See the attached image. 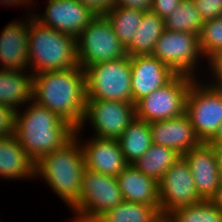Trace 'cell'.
I'll return each instance as SVG.
<instances>
[{
  "label": "cell",
  "instance_id": "cell-1",
  "mask_svg": "<svg viewBox=\"0 0 222 222\" xmlns=\"http://www.w3.org/2000/svg\"><path fill=\"white\" fill-rule=\"evenodd\" d=\"M33 100L77 130L83 122L87 101L84 69L77 66L34 74Z\"/></svg>",
  "mask_w": 222,
  "mask_h": 222
},
{
  "label": "cell",
  "instance_id": "cell-2",
  "mask_svg": "<svg viewBox=\"0 0 222 222\" xmlns=\"http://www.w3.org/2000/svg\"><path fill=\"white\" fill-rule=\"evenodd\" d=\"M75 132L72 125L34 100L16 111L14 135L35 163L46 153L63 147Z\"/></svg>",
  "mask_w": 222,
  "mask_h": 222
},
{
  "label": "cell",
  "instance_id": "cell-3",
  "mask_svg": "<svg viewBox=\"0 0 222 222\" xmlns=\"http://www.w3.org/2000/svg\"><path fill=\"white\" fill-rule=\"evenodd\" d=\"M85 168L81 142L74 136L63 147L46 153L35 163V179H44L70 208L79 199Z\"/></svg>",
  "mask_w": 222,
  "mask_h": 222
},
{
  "label": "cell",
  "instance_id": "cell-4",
  "mask_svg": "<svg viewBox=\"0 0 222 222\" xmlns=\"http://www.w3.org/2000/svg\"><path fill=\"white\" fill-rule=\"evenodd\" d=\"M28 61L33 75L77 67V39L29 16Z\"/></svg>",
  "mask_w": 222,
  "mask_h": 222
},
{
  "label": "cell",
  "instance_id": "cell-5",
  "mask_svg": "<svg viewBox=\"0 0 222 222\" xmlns=\"http://www.w3.org/2000/svg\"><path fill=\"white\" fill-rule=\"evenodd\" d=\"M185 113L197 138L209 143L222 124V86L203 78L194 79L188 90Z\"/></svg>",
  "mask_w": 222,
  "mask_h": 222
},
{
  "label": "cell",
  "instance_id": "cell-6",
  "mask_svg": "<svg viewBox=\"0 0 222 222\" xmlns=\"http://www.w3.org/2000/svg\"><path fill=\"white\" fill-rule=\"evenodd\" d=\"M86 99L133 103L130 56L84 68Z\"/></svg>",
  "mask_w": 222,
  "mask_h": 222
},
{
  "label": "cell",
  "instance_id": "cell-7",
  "mask_svg": "<svg viewBox=\"0 0 222 222\" xmlns=\"http://www.w3.org/2000/svg\"><path fill=\"white\" fill-rule=\"evenodd\" d=\"M152 55L169 66L176 74L189 75L195 79L201 78L196 73H202L200 69L203 67L199 66L200 62H207L200 50L199 35L192 32L165 29L156 41Z\"/></svg>",
  "mask_w": 222,
  "mask_h": 222
},
{
  "label": "cell",
  "instance_id": "cell-8",
  "mask_svg": "<svg viewBox=\"0 0 222 222\" xmlns=\"http://www.w3.org/2000/svg\"><path fill=\"white\" fill-rule=\"evenodd\" d=\"M76 39L79 66L82 69L127 56L125 46L105 15H96Z\"/></svg>",
  "mask_w": 222,
  "mask_h": 222
},
{
  "label": "cell",
  "instance_id": "cell-9",
  "mask_svg": "<svg viewBox=\"0 0 222 222\" xmlns=\"http://www.w3.org/2000/svg\"><path fill=\"white\" fill-rule=\"evenodd\" d=\"M123 200L115 176L84 169L79 199L69 208L73 216L98 219Z\"/></svg>",
  "mask_w": 222,
  "mask_h": 222
},
{
  "label": "cell",
  "instance_id": "cell-10",
  "mask_svg": "<svg viewBox=\"0 0 222 222\" xmlns=\"http://www.w3.org/2000/svg\"><path fill=\"white\" fill-rule=\"evenodd\" d=\"M194 77L177 74L169 83L154 90L135 104L136 118L148 123L181 116Z\"/></svg>",
  "mask_w": 222,
  "mask_h": 222
},
{
  "label": "cell",
  "instance_id": "cell-11",
  "mask_svg": "<svg viewBox=\"0 0 222 222\" xmlns=\"http://www.w3.org/2000/svg\"><path fill=\"white\" fill-rule=\"evenodd\" d=\"M136 118L135 104L102 99H87L85 115L76 132H84L90 123L95 137L118 139ZM86 124V125H85Z\"/></svg>",
  "mask_w": 222,
  "mask_h": 222
},
{
  "label": "cell",
  "instance_id": "cell-12",
  "mask_svg": "<svg viewBox=\"0 0 222 222\" xmlns=\"http://www.w3.org/2000/svg\"><path fill=\"white\" fill-rule=\"evenodd\" d=\"M158 185L159 211L162 216L181 206L202 201L196 191L190 165L183 156L164 173Z\"/></svg>",
  "mask_w": 222,
  "mask_h": 222
},
{
  "label": "cell",
  "instance_id": "cell-13",
  "mask_svg": "<svg viewBox=\"0 0 222 222\" xmlns=\"http://www.w3.org/2000/svg\"><path fill=\"white\" fill-rule=\"evenodd\" d=\"M44 13L33 12L41 24L77 37L95 18V14L78 0H46ZM35 13V14H34Z\"/></svg>",
  "mask_w": 222,
  "mask_h": 222
},
{
  "label": "cell",
  "instance_id": "cell-14",
  "mask_svg": "<svg viewBox=\"0 0 222 222\" xmlns=\"http://www.w3.org/2000/svg\"><path fill=\"white\" fill-rule=\"evenodd\" d=\"M133 103L169 83L177 74L152 54L130 57Z\"/></svg>",
  "mask_w": 222,
  "mask_h": 222
},
{
  "label": "cell",
  "instance_id": "cell-15",
  "mask_svg": "<svg viewBox=\"0 0 222 222\" xmlns=\"http://www.w3.org/2000/svg\"><path fill=\"white\" fill-rule=\"evenodd\" d=\"M81 134L82 132H75L81 142L87 169L116 177L126 168L128 163L117 139L92 136L84 141Z\"/></svg>",
  "mask_w": 222,
  "mask_h": 222
},
{
  "label": "cell",
  "instance_id": "cell-16",
  "mask_svg": "<svg viewBox=\"0 0 222 222\" xmlns=\"http://www.w3.org/2000/svg\"><path fill=\"white\" fill-rule=\"evenodd\" d=\"M190 165L196 191L202 200H211L216 194L222 173L210 143L201 142L183 155Z\"/></svg>",
  "mask_w": 222,
  "mask_h": 222
},
{
  "label": "cell",
  "instance_id": "cell-17",
  "mask_svg": "<svg viewBox=\"0 0 222 222\" xmlns=\"http://www.w3.org/2000/svg\"><path fill=\"white\" fill-rule=\"evenodd\" d=\"M30 13V14H28ZM26 20L15 19L8 23L0 32V69L23 71L29 70L28 38L29 16Z\"/></svg>",
  "mask_w": 222,
  "mask_h": 222
},
{
  "label": "cell",
  "instance_id": "cell-18",
  "mask_svg": "<svg viewBox=\"0 0 222 222\" xmlns=\"http://www.w3.org/2000/svg\"><path fill=\"white\" fill-rule=\"evenodd\" d=\"M150 131L152 144L172 148L182 156L201 143L186 113L175 118L152 122Z\"/></svg>",
  "mask_w": 222,
  "mask_h": 222
},
{
  "label": "cell",
  "instance_id": "cell-19",
  "mask_svg": "<svg viewBox=\"0 0 222 222\" xmlns=\"http://www.w3.org/2000/svg\"><path fill=\"white\" fill-rule=\"evenodd\" d=\"M0 179H35V162L24 151L14 134L0 137Z\"/></svg>",
  "mask_w": 222,
  "mask_h": 222
},
{
  "label": "cell",
  "instance_id": "cell-20",
  "mask_svg": "<svg viewBox=\"0 0 222 222\" xmlns=\"http://www.w3.org/2000/svg\"><path fill=\"white\" fill-rule=\"evenodd\" d=\"M116 178L124 201L159 205L158 182L138 171L134 165L128 164Z\"/></svg>",
  "mask_w": 222,
  "mask_h": 222
},
{
  "label": "cell",
  "instance_id": "cell-21",
  "mask_svg": "<svg viewBox=\"0 0 222 222\" xmlns=\"http://www.w3.org/2000/svg\"><path fill=\"white\" fill-rule=\"evenodd\" d=\"M33 100V74L29 70L0 69V104L20 110Z\"/></svg>",
  "mask_w": 222,
  "mask_h": 222
},
{
  "label": "cell",
  "instance_id": "cell-22",
  "mask_svg": "<svg viewBox=\"0 0 222 222\" xmlns=\"http://www.w3.org/2000/svg\"><path fill=\"white\" fill-rule=\"evenodd\" d=\"M164 30V19L151 11L144 12L131 42L125 47L127 55L152 54L156 41Z\"/></svg>",
  "mask_w": 222,
  "mask_h": 222
},
{
  "label": "cell",
  "instance_id": "cell-23",
  "mask_svg": "<svg viewBox=\"0 0 222 222\" xmlns=\"http://www.w3.org/2000/svg\"><path fill=\"white\" fill-rule=\"evenodd\" d=\"M128 164H133L152 145L150 123L135 118L117 139Z\"/></svg>",
  "mask_w": 222,
  "mask_h": 222
},
{
  "label": "cell",
  "instance_id": "cell-24",
  "mask_svg": "<svg viewBox=\"0 0 222 222\" xmlns=\"http://www.w3.org/2000/svg\"><path fill=\"white\" fill-rule=\"evenodd\" d=\"M181 157L182 155L172 148L152 144L132 165L144 175L159 182L164 173Z\"/></svg>",
  "mask_w": 222,
  "mask_h": 222
},
{
  "label": "cell",
  "instance_id": "cell-25",
  "mask_svg": "<svg viewBox=\"0 0 222 222\" xmlns=\"http://www.w3.org/2000/svg\"><path fill=\"white\" fill-rule=\"evenodd\" d=\"M161 216L159 205L122 201L98 219L101 222H157Z\"/></svg>",
  "mask_w": 222,
  "mask_h": 222
},
{
  "label": "cell",
  "instance_id": "cell-26",
  "mask_svg": "<svg viewBox=\"0 0 222 222\" xmlns=\"http://www.w3.org/2000/svg\"><path fill=\"white\" fill-rule=\"evenodd\" d=\"M203 20L193 0H182L181 3L164 19V27L170 31L192 32L199 35Z\"/></svg>",
  "mask_w": 222,
  "mask_h": 222
},
{
  "label": "cell",
  "instance_id": "cell-27",
  "mask_svg": "<svg viewBox=\"0 0 222 222\" xmlns=\"http://www.w3.org/2000/svg\"><path fill=\"white\" fill-rule=\"evenodd\" d=\"M143 13L138 9L121 6H114L106 12L105 16L113 26L116 36L125 47L131 42Z\"/></svg>",
  "mask_w": 222,
  "mask_h": 222
},
{
  "label": "cell",
  "instance_id": "cell-28",
  "mask_svg": "<svg viewBox=\"0 0 222 222\" xmlns=\"http://www.w3.org/2000/svg\"><path fill=\"white\" fill-rule=\"evenodd\" d=\"M165 216L170 222H222V210L211 200L181 206Z\"/></svg>",
  "mask_w": 222,
  "mask_h": 222
},
{
  "label": "cell",
  "instance_id": "cell-29",
  "mask_svg": "<svg viewBox=\"0 0 222 222\" xmlns=\"http://www.w3.org/2000/svg\"><path fill=\"white\" fill-rule=\"evenodd\" d=\"M199 44L205 60L222 48V15L203 23Z\"/></svg>",
  "mask_w": 222,
  "mask_h": 222
},
{
  "label": "cell",
  "instance_id": "cell-30",
  "mask_svg": "<svg viewBox=\"0 0 222 222\" xmlns=\"http://www.w3.org/2000/svg\"><path fill=\"white\" fill-rule=\"evenodd\" d=\"M203 22L222 15V0H193Z\"/></svg>",
  "mask_w": 222,
  "mask_h": 222
},
{
  "label": "cell",
  "instance_id": "cell-31",
  "mask_svg": "<svg viewBox=\"0 0 222 222\" xmlns=\"http://www.w3.org/2000/svg\"><path fill=\"white\" fill-rule=\"evenodd\" d=\"M16 111L17 110L12 107L0 104V137L14 134Z\"/></svg>",
  "mask_w": 222,
  "mask_h": 222
},
{
  "label": "cell",
  "instance_id": "cell-32",
  "mask_svg": "<svg viewBox=\"0 0 222 222\" xmlns=\"http://www.w3.org/2000/svg\"><path fill=\"white\" fill-rule=\"evenodd\" d=\"M207 65L209 68H207L206 70L207 72L210 71L209 73H211L210 74L211 79L209 78L208 80L207 79L204 80L213 83L215 85L222 86V48L218 49L207 59L205 66Z\"/></svg>",
  "mask_w": 222,
  "mask_h": 222
},
{
  "label": "cell",
  "instance_id": "cell-33",
  "mask_svg": "<svg viewBox=\"0 0 222 222\" xmlns=\"http://www.w3.org/2000/svg\"><path fill=\"white\" fill-rule=\"evenodd\" d=\"M182 0H153L151 12L165 19L181 3Z\"/></svg>",
  "mask_w": 222,
  "mask_h": 222
},
{
  "label": "cell",
  "instance_id": "cell-34",
  "mask_svg": "<svg viewBox=\"0 0 222 222\" xmlns=\"http://www.w3.org/2000/svg\"><path fill=\"white\" fill-rule=\"evenodd\" d=\"M87 6L95 15H105L107 11L115 6L116 0H78Z\"/></svg>",
  "mask_w": 222,
  "mask_h": 222
},
{
  "label": "cell",
  "instance_id": "cell-35",
  "mask_svg": "<svg viewBox=\"0 0 222 222\" xmlns=\"http://www.w3.org/2000/svg\"><path fill=\"white\" fill-rule=\"evenodd\" d=\"M153 0H116L115 6L138 9L143 12L150 11Z\"/></svg>",
  "mask_w": 222,
  "mask_h": 222
},
{
  "label": "cell",
  "instance_id": "cell-36",
  "mask_svg": "<svg viewBox=\"0 0 222 222\" xmlns=\"http://www.w3.org/2000/svg\"><path fill=\"white\" fill-rule=\"evenodd\" d=\"M2 4L5 6H10L13 7L15 5L16 6H27V7H31L32 5L30 4V2L28 0H0V5Z\"/></svg>",
  "mask_w": 222,
  "mask_h": 222
},
{
  "label": "cell",
  "instance_id": "cell-37",
  "mask_svg": "<svg viewBox=\"0 0 222 222\" xmlns=\"http://www.w3.org/2000/svg\"><path fill=\"white\" fill-rule=\"evenodd\" d=\"M216 155V161L222 173V143H210Z\"/></svg>",
  "mask_w": 222,
  "mask_h": 222
},
{
  "label": "cell",
  "instance_id": "cell-38",
  "mask_svg": "<svg viewBox=\"0 0 222 222\" xmlns=\"http://www.w3.org/2000/svg\"><path fill=\"white\" fill-rule=\"evenodd\" d=\"M211 201L222 210V180L216 194L211 199Z\"/></svg>",
  "mask_w": 222,
  "mask_h": 222
},
{
  "label": "cell",
  "instance_id": "cell-39",
  "mask_svg": "<svg viewBox=\"0 0 222 222\" xmlns=\"http://www.w3.org/2000/svg\"><path fill=\"white\" fill-rule=\"evenodd\" d=\"M69 222H101V221L99 219H90L87 217L74 216L73 218L71 217V220Z\"/></svg>",
  "mask_w": 222,
  "mask_h": 222
},
{
  "label": "cell",
  "instance_id": "cell-40",
  "mask_svg": "<svg viewBox=\"0 0 222 222\" xmlns=\"http://www.w3.org/2000/svg\"><path fill=\"white\" fill-rule=\"evenodd\" d=\"M209 143H222V124L215 137Z\"/></svg>",
  "mask_w": 222,
  "mask_h": 222
},
{
  "label": "cell",
  "instance_id": "cell-41",
  "mask_svg": "<svg viewBox=\"0 0 222 222\" xmlns=\"http://www.w3.org/2000/svg\"><path fill=\"white\" fill-rule=\"evenodd\" d=\"M157 222H170V220L166 216H161Z\"/></svg>",
  "mask_w": 222,
  "mask_h": 222
},
{
  "label": "cell",
  "instance_id": "cell-42",
  "mask_svg": "<svg viewBox=\"0 0 222 222\" xmlns=\"http://www.w3.org/2000/svg\"><path fill=\"white\" fill-rule=\"evenodd\" d=\"M28 1L30 2V4H31V5H33V6H34V4H33V3H34V2H36V1H38V0H35V1H33V0H28Z\"/></svg>",
  "mask_w": 222,
  "mask_h": 222
}]
</instances>
